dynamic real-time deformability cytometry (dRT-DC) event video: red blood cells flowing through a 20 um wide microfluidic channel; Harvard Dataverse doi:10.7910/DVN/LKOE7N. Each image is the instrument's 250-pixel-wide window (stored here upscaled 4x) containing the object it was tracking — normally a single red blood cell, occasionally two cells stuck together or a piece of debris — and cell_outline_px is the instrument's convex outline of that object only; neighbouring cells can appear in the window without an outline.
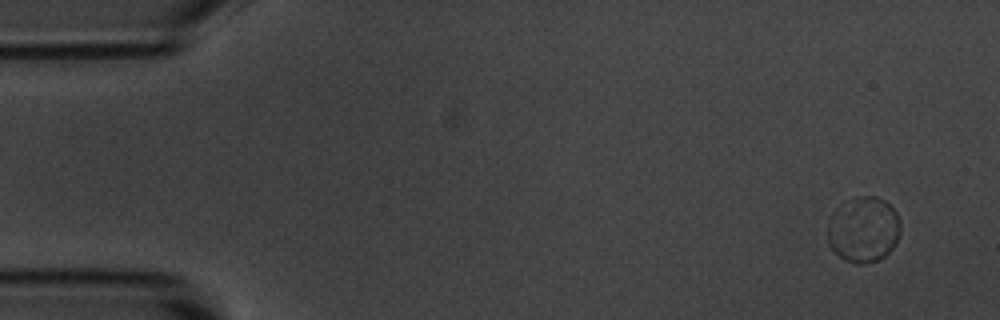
{"species": "common noctule bat (a hibernating species)", "species_latin": "Nyctalus noctula", "temperature_condition": "room temperature", "stored_images_in_passage": 6, "camera_frame_rate_fps": 3000, "um_per_image_px": 0.085, "animal": {"sex": "male", "body_mass_g": 20.1, "forearm_length_mm": 53.5}, "frame": {"image": 1, "passage_image": 1, "time_ms": 0.0, "image_size_px": [1000, 320], "cell_outline_px": [[900, 232], [896, 244], [880, 260], [864, 264], [856, 264], [844, 260], [828, 244], [828, 224], [832, 212], [836, 208], [856, 196], [876, 196], [884, 200], [896, 212], [900, 224]], "centroid_in_image_um": [73.4, 19.52], "position_along_channel_um": 11.6, "area_um2": 27.92}}
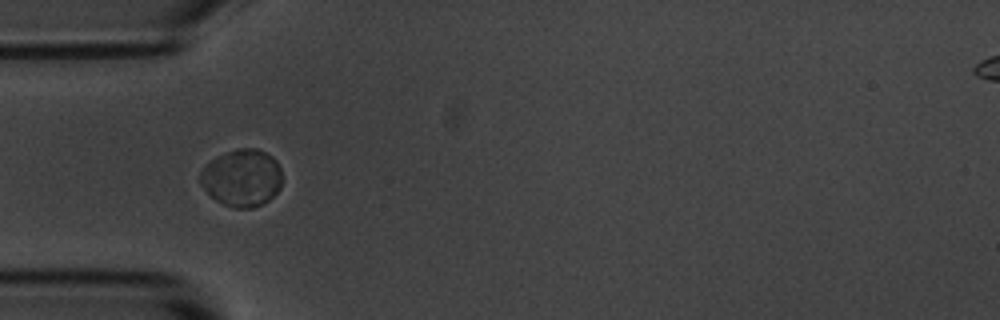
{"frame": {"image": 2, "passage_image": 5, "time_ms": 1.333, "image_size_px": [1000, 320], "cell_outline_px": [[280, 188], [264, 204], [252, 208], [232, 208], [216, 200], [200, 184], [200, 172], [216, 156], [236, 148], [256, 148], [272, 156], [276, 160], [280, 168]], "centroid_in_image_um": [20.56, 15.12], "position_along_channel_um": 64.4, "area_um2": 27.17}}